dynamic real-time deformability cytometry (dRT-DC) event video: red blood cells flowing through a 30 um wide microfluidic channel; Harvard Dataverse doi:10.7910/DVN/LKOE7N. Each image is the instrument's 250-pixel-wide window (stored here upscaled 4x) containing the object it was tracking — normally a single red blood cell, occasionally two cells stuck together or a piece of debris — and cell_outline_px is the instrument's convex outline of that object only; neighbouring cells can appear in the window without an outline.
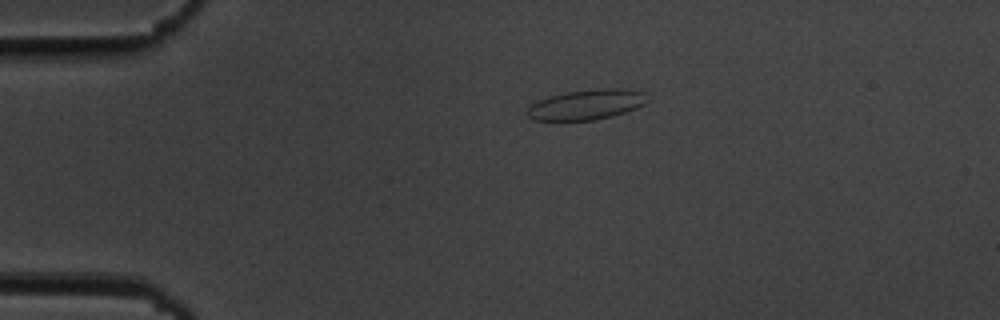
{"species": "common noctule bat (a hibernating species)", "species_latin": "Nyctalus noctula", "temperature_condition": "cold", "stored_images_in_passage": 20, "camera_frame_rate_fps": 3000, "um_per_image_px": 0.085, "animal": {"sex": "male", "body_mass_g": 19.5, "forearm_length_mm": 54.6}, "frame": {"image": 1, "passage_image": 1, "time_ms": 0.0, "image_size_px": [1000, 320], "cell_outline_px": [[648, 100], [644, 104], [636, 108], [612, 116], [592, 120], [532, 120], [528, 116], [528, 108], [532, 104], [548, 96], [568, 92], [596, 88], [624, 88], [644, 92]], "centroid_in_image_um": [49.88, 8.88], "position_along_channel_um": 35.1, "area_um2": 20.98}}
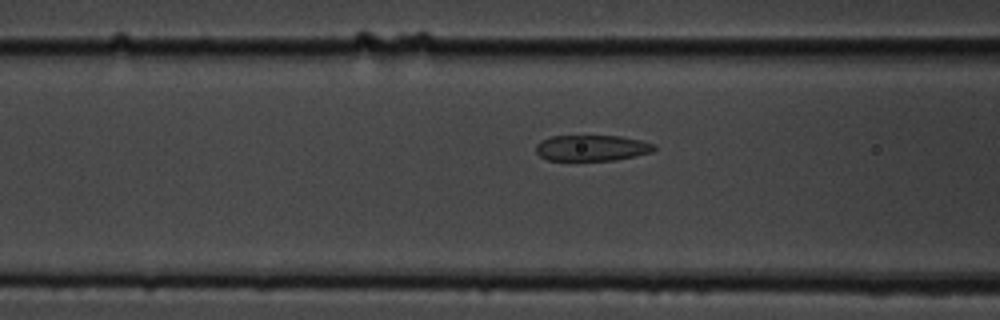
{"frame": {"image": 2, "passage_image": 11, "time_ms": 3.333, "image_size_px": [1000, 320], "cell_outline_px": [[656, 148], [652, 152], [636, 156], [616, 160], [548, 160], [540, 156], [536, 152], [536, 144], [540, 140], [552, 136], [620, 136], [640, 140], [656, 144]], "centroid_in_image_um": [50.32, 12.57], "position_along_channel_um": 116.3, "area_um2": 17.92}}
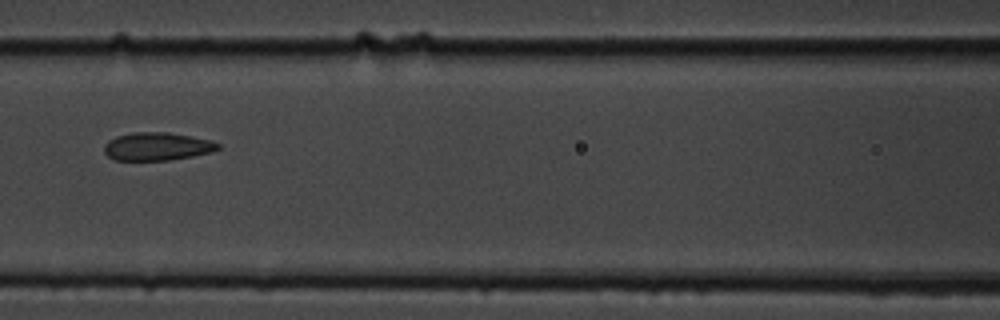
{"frame": {"image": 3, "passage_image": 14, "time_ms": 4.333, "image_size_px": [1000, 320], "cell_outline_px": [[220, 148], [212, 152], [192, 156], [168, 160], [112, 160], [104, 152], [104, 144], [108, 140], [116, 136], [132, 132], [168, 132], [192, 136], [212, 140], [220, 144]], "centroid_in_image_um": [13.35, 12.44], "position_along_channel_um": 153.3, "area_um2": 18.79}}